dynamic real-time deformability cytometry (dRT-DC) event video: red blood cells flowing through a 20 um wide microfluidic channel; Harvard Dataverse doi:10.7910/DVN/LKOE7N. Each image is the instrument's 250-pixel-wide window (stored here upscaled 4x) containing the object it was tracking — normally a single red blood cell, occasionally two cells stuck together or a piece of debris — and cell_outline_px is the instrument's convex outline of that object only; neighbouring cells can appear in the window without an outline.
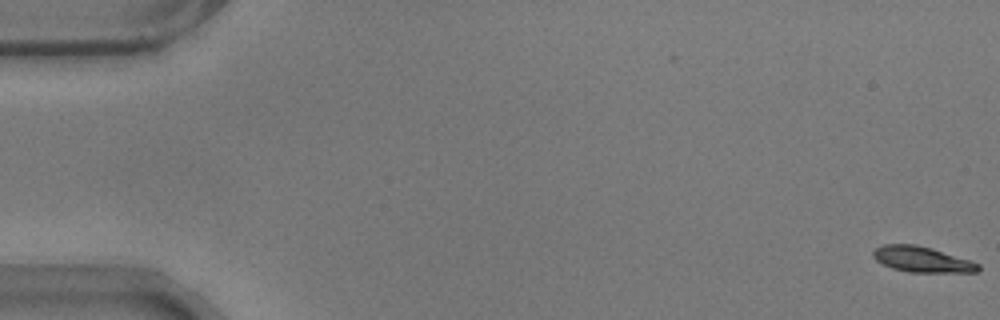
{"species": "common noctule bat (a hibernating species)", "species_latin": "Nyctalus noctula", "temperature_condition": "warm", "stored_images_in_passage": 58, "camera_frame_rate_fps": 3000, "um_per_image_px": 0.085, "animal": {"sex": "male", "body_mass_g": 17.9}, "frame": {"image": 1, "passage_image": 1, "time_ms": 0.0, "image_size_px": [1000, 320], "cell_outline_px": [[980, 268], [976, 272], [908, 272], [892, 268], [876, 260], [872, 256], [872, 252], [876, 248], [884, 244], [916, 244], [932, 248], [972, 260], [980, 264]], "centroid_in_image_um": [78.39, 22.04], "position_along_channel_um": 6.6, "area_um2": 15.78}}
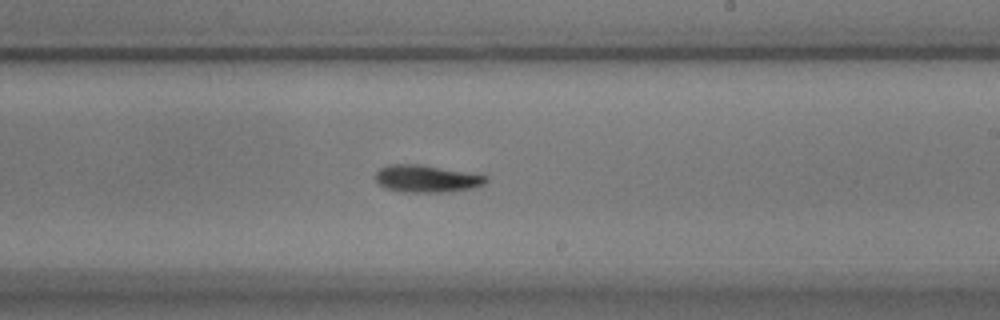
{"frame": {"image": 2, "passage_image": 35, "time_ms": 11.333, "image_size_px": [1000, 320], "cell_outline_px": [[488, 180], [484, 184], [472, 188], [448, 192], [404, 192], [388, 188], [380, 184], [376, 180], [376, 172], [380, 168], [388, 164], [420, 164], [480, 172], [488, 176]], "centroid_in_image_um": [36.37, 15.16], "position_along_channel_um": 252.6, "area_um2": 18.03}}
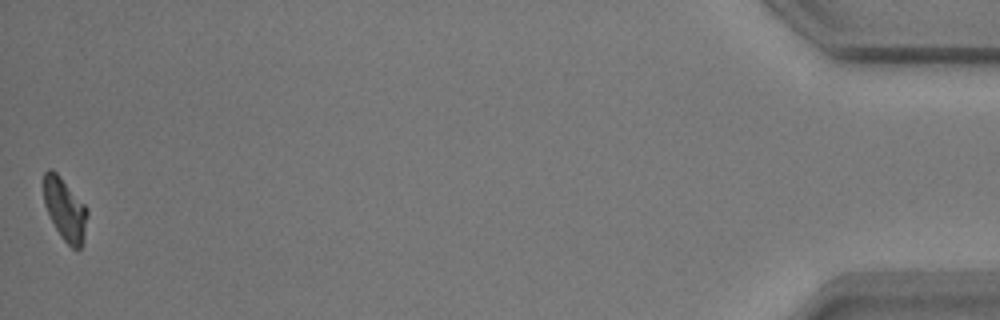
{"frame": {"image": 3, "passage_image": 58, "time_ms": 19.0, "image_size_px": [1000, 320], "cell_outline_px": [[88, 216], [84, 240], [80, 248], [72, 248], [60, 236], [44, 204], [44, 172], [48, 168], [56, 172], [88, 208]], "centroid_in_image_um": [5.54, 17.8], "position_along_channel_um": 429.7, "area_um2": 15.72}, "authors_computed_cell_mechanics": {"area_um2": 16.8776, "velocity_mm_per_s": 3.5268, "shape_relaxation_time_tau1_ms": 6.7886, "shape_relaxation_time_tau2_ms": null, "deformation_change_tau1": 0.1859, "deformation_change_tau2": null}}